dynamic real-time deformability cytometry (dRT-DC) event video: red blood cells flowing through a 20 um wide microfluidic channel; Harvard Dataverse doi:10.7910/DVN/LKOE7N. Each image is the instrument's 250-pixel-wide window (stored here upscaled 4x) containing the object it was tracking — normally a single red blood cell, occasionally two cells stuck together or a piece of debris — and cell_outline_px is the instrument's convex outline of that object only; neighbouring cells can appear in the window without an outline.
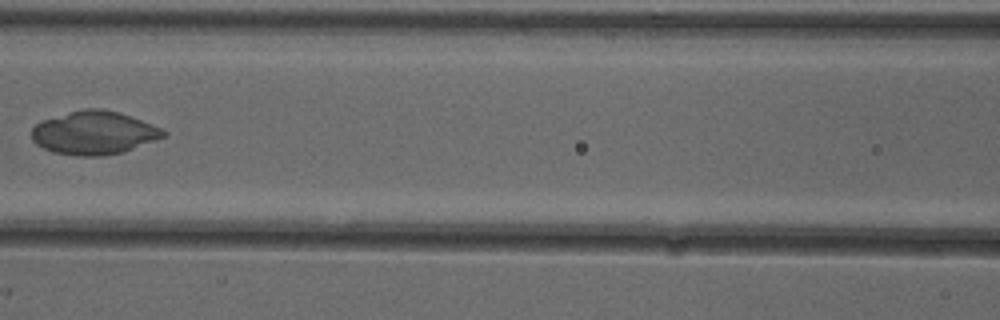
{"species": "common noctule bat (a hibernating species)", "species_latin": "Nyctalus noctula", "temperature_condition": "cold", "stored_images_in_passage": 7, "camera_frame_rate_fps": 3000, "um_per_image_px": 0.085, "animal": {"sex": "female"}, "frame": {"image": 1, "passage_image": 7, "time_ms": 2.0, "image_size_px": [1000, 320], "cell_outline_px": [[168, 132], [164, 136], [124, 152], [100, 156], [76, 156], [52, 152], [36, 144], [32, 140], [32, 128], [40, 120], [68, 112], [84, 108], [100, 108], [116, 112], [140, 120], [160, 128]], "centroid_in_image_um": [7.93, 11.29], "position_along_channel_um": 158.7, "area_um2": 33.06}}